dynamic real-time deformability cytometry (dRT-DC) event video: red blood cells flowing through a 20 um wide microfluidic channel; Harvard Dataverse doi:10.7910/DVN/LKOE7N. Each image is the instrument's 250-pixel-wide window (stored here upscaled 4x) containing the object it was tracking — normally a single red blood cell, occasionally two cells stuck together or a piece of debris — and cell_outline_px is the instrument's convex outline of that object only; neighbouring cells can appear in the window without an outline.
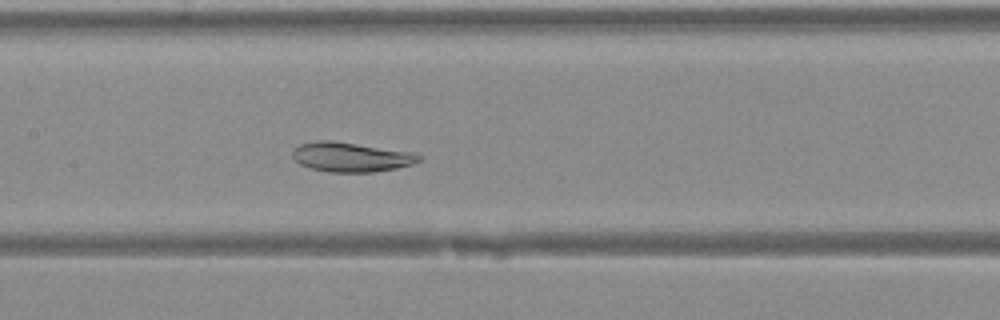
{"species": "Egyptian fruit bat (a non-hibernating species)", "species_latin": "Rousettus aegyptiacus", "temperature_condition": "warm", "stored_images_in_passage": 29, "camera_frame_rate_fps": 3000, "um_per_image_px": 0.085, "animal": {"sex": "female"}, "frame": {"image": 1, "passage_image": 14, "time_ms": 4.333, "image_size_px": [1000, 320], "cell_outline_px": [[420, 160], [412, 164], [396, 168], [372, 172], [328, 172], [312, 168], [300, 164], [292, 156], [292, 152], [300, 144], [316, 140], [328, 140], [412, 152], [420, 156]], "centroid_in_image_um": [29.81, 13.35], "position_along_channel_um": 177.6, "area_um2": 21.39}}
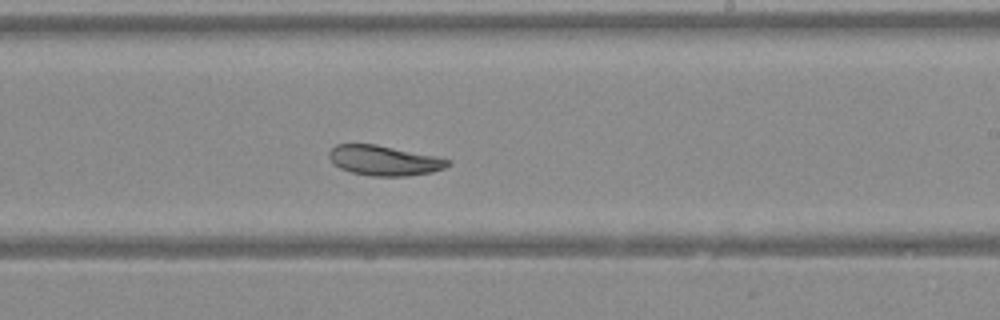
{"frame": {"image": 2, "passage_image": 19, "time_ms": 6.0, "image_size_px": [1000, 320], "cell_outline_px": [[452, 164], [444, 168], [432, 172], [408, 176], [372, 176], [352, 172], [340, 168], [332, 164], [328, 156], [328, 152], [336, 144], [376, 144], [436, 156], [452, 160]], "centroid_in_image_um": [32.66, 13.64], "position_along_channel_um": 256.3, "area_um2": 20.92}}
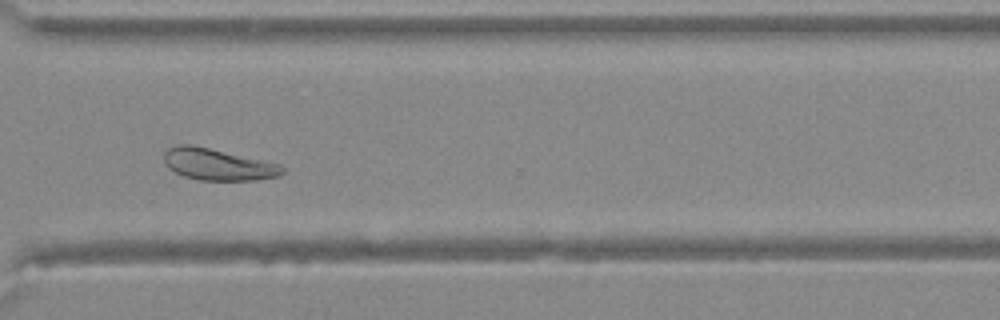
{"frame": {"image": 3, "passage_image": 25, "time_ms": 8.0, "image_size_px": [1000, 320], "cell_outline_px": [[284, 172], [280, 176], [256, 180], [200, 180], [184, 176], [168, 168], [164, 160], [164, 152], [168, 148], [176, 144], [192, 144], [280, 164], [284, 168]], "centroid_in_image_um": [18.51, 13.97], "position_along_channel_um": 352.1, "area_um2": 21.79}}